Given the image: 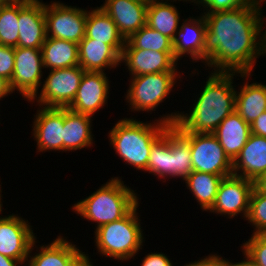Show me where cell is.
Returning <instances> with one entry per match:
<instances>
[{
	"label": "cell",
	"instance_id": "obj_15",
	"mask_svg": "<svg viewBox=\"0 0 266 266\" xmlns=\"http://www.w3.org/2000/svg\"><path fill=\"white\" fill-rule=\"evenodd\" d=\"M32 126L36 152H63L64 108L39 106Z\"/></svg>",
	"mask_w": 266,
	"mask_h": 266
},
{
	"label": "cell",
	"instance_id": "obj_46",
	"mask_svg": "<svg viewBox=\"0 0 266 266\" xmlns=\"http://www.w3.org/2000/svg\"><path fill=\"white\" fill-rule=\"evenodd\" d=\"M266 19L263 18V24H266L265 21ZM266 26V25H265ZM265 30L263 32V55H266V27H264Z\"/></svg>",
	"mask_w": 266,
	"mask_h": 266
},
{
	"label": "cell",
	"instance_id": "obj_12",
	"mask_svg": "<svg viewBox=\"0 0 266 266\" xmlns=\"http://www.w3.org/2000/svg\"><path fill=\"white\" fill-rule=\"evenodd\" d=\"M24 218L10 214L0 219V254L18 260L26 266L29 251L36 233Z\"/></svg>",
	"mask_w": 266,
	"mask_h": 266
},
{
	"label": "cell",
	"instance_id": "obj_27",
	"mask_svg": "<svg viewBox=\"0 0 266 266\" xmlns=\"http://www.w3.org/2000/svg\"><path fill=\"white\" fill-rule=\"evenodd\" d=\"M168 144L172 150V178L184 181L193 171L189 132L181 131L176 125H169Z\"/></svg>",
	"mask_w": 266,
	"mask_h": 266
},
{
	"label": "cell",
	"instance_id": "obj_7",
	"mask_svg": "<svg viewBox=\"0 0 266 266\" xmlns=\"http://www.w3.org/2000/svg\"><path fill=\"white\" fill-rule=\"evenodd\" d=\"M39 92L28 101L43 107L67 108L75 98L85 70L79 65L49 70Z\"/></svg>",
	"mask_w": 266,
	"mask_h": 266
},
{
	"label": "cell",
	"instance_id": "obj_2",
	"mask_svg": "<svg viewBox=\"0 0 266 266\" xmlns=\"http://www.w3.org/2000/svg\"><path fill=\"white\" fill-rule=\"evenodd\" d=\"M236 75L245 81L251 78L252 73H209L203 91L194 100L189 113L177 111L179 116L175 125L183 132L213 133L235 111L236 85L233 81Z\"/></svg>",
	"mask_w": 266,
	"mask_h": 266
},
{
	"label": "cell",
	"instance_id": "obj_5",
	"mask_svg": "<svg viewBox=\"0 0 266 266\" xmlns=\"http://www.w3.org/2000/svg\"><path fill=\"white\" fill-rule=\"evenodd\" d=\"M140 202L123 218L95 228L97 253L118 261H130L145 242L137 210Z\"/></svg>",
	"mask_w": 266,
	"mask_h": 266
},
{
	"label": "cell",
	"instance_id": "obj_40",
	"mask_svg": "<svg viewBox=\"0 0 266 266\" xmlns=\"http://www.w3.org/2000/svg\"><path fill=\"white\" fill-rule=\"evenodd\" d=\"M12 93L14 92L11 89L10 81L0 76V100H3L2 98H6V96Z\"/></svg>",
	"mask_w": 266,
	"mask_h": 266
},
{
	"label": "cell",
	"instance_id": "obj_38",
	"mask_svg": "<svg viewBox=\"0 0 266 266\" xmlns=\"http://www.w3.org/2000/svg\"><path fill=\"white\" fill-rule=\"evenodd\" d=\"M141 266H174L169 257L164 253H148L143 257Z\"/></svg>",
	"mask_w": 266,
	"mask_h": 266
},
{
	"label": "cell",
	"instance_id": "obj_43",
	"mask_svg": "<svg viewBox=\"0 0 266 266\" xmlns=\"http://www.w3.org/2000/svg\"><path fill=\"white\" fill-rule=\"evenodd\" d=\"M243 260L236 262V263H232L231 262V266H259L256 263H254L249 257H247L243 252Z\"/></svg>",
	"mask_w": 266,
	"mask_h": 266
},
{
	"label": "cell",
	"instance_id": "obj_36",
	"mask_svg": "<svg viewBox=\"0 0 266 266\" xmlns=\"http://www.w3.org/2000/svg\"><path fill=\"white\" fill-rule=\"evenodd\" d=\"M14 47L0 44V76L11 81L14 72Z\"/></svg>",
	"mask_w": 266,
	"mask_h": 266
},
{
	"label": "cell",
	"instance_id": "obj_26",
	"mask_svg": "<svg viewBox=\"0 0 266 266\" xmlns=\"http://www.w3.org/2000/svg\"><path fill=\"white\" fill-rule=\"evenodd\" d=\"M41 50L44 69H62L79 65L78 44L75 42L46 37Z\"/></svg>",
	"mask_w": 266,
	"mask_h": 266
},
{
	"label": "cell",
	"instance_id": "obj_22",
	"mask_svg": "<svg viewBox=\"0 0 266 266\" xmlns=\"http://www.w3.org/2000/svg\"><path fill=\"white\" fill-rule=\"evenodd\" d=\"M94 117L64 108L63 151H76L93 146Z\"/></svg>",
	"mask_w": 266,
	"mask_h": 266
},
{
	"label": "cell",
	"instance_id": "obj_21",
	"mask_svg": "<svg viewBox=\"0 0 266 266\" xmlns=\"http://www.w3.org/2000/svg\"><path fill=\"white\" fill-rule=\"evenodd\" d=\"M79 66L85 71L104 72L120 66V54L109 44L84 37L78 43Z\"/></svg>",
	"mask_w": 266,
	"mask_h": 266
},
{
	"label": "cell",
	"instance_id": "obj_44",
	"mask_svg": "<svg viewBox=\"0 0 266 266\" xmlns=\"http://www.w3.org/2000/svg\"><path fill=\"white\" fill-rule=\"evenodd\" d=\"M142 2L146 3L147 5L153 4V3H167V2H176V1H183V2H189L191 4V0H141Z\"/></svg>",
	"mask_w": 266,
	"mask_h": 266
},
{
	"label": "cell",
	"instance_id": "obj_30",
	"mask_svg": "<svg viewBox=\"0 0 266 266\" xmlns=\"http://www.w3.org/2000/svg\"><path fill=\"white\" fill-rule=\"evenodd\" d=\"M145 172L157 176L166 181L172 179V150L168 144V127L162 136L152 145L150 149L147 169Z\"/></svg>",
	"mask_w": 266,
	"mask_h": 266
},
{
	"label": "cell",
	"instance_id": "obj_6",
	"mask_svg": "<svg viewBox=\"0 0 266 266\" xmlns=\"http://www.w3.org/2000/svg\"><path fill=\"white\" fill-rule=\"evenodd\" d=\"M180 72H161L129 77V88L124 96L134 112L156 111L173 91V87L181 80ZM167 97V98H166Z\"/></svg>",
	"mask_w": 266,
	"mask_h": 266
},
{
	"label": "cell",
	"instance_id": "obj_17",
	"mask_svg": "<svg viewBox=\"0 0 266 266\" xmlns=\"http://www.w3.org/2000/svg\"><path fill=\"white\" fill-rule=\"evenodd\" d=\"M36 243L35 239L30 248L26 266H76L85 257V252L60 234L48 245L41 244L39 248L35 245ZM34 246L37 247L38 253L35 252L32 255Z\"/></svg>",
	"mask_w": 266,
	"mask_h": 266
},
{
	"label": "cell",
	"instance_id": "obj_18",
	"mask_svg": "<svg viewBox=\"0 0 266 266\" xmlns=\"http://www.w3.org/2000/svg\"><path fill=\"white\" fill-rule=\"evenodd\" d=\"M189 16L177 30L174 39L172 40L174 56L179 61L185 55H189L192 63H203V46L206 32V21L201 14L199 17Z\"/></svg>",
	"mask_w": 266,
	"mask_h": 266
},
{
	"label": "cell",
	"instance_id": "obj_8",
	"mask_svg": "<svg viewBox=\"0 0 266 266\" xmlns=\"http://www.w3.org/2000/svg\"><path fill=\"white\" fill-rule=\"evenodd\" d=\"M193 171L227 177L233 174V161L213 133L189 132Z\"/></svg>",
	"mask_w": 266,
	"mask_h": 266
},
{
	"label": "cell",
	"instance_id": "obj_24",
	"mask_svg": "<svg viewBox=\"0 0 266 266\" xmlns=\"http://www.w3.org/2000/svg\"><path fill=\"white\" fill-rule=\"evenodd\" d=\"M85 37L111 45L120 55L126 41L111 17L98 6L87 11Z\"/></svg>",
	"mask_w": 266,
	"mask_h": 266
},
{
	"label": "cell",
	"instance_id": "obj_29",
	"mask_svg": "<svg viewBox=\"0 0 266 266\" xmlns=\"http://www.w3.org/2000/svg\"><path fill=\"white\" fill-rule=\"evenodd\" d=\"M224 177L215 174L192 171L184 180L202 211H209L215 203L220 182Z\"/></svg>",
	"mask_w": 266,
	"mask_h": 266
},
{
	"label": "cell",
	"instance_id": "obj_42",
	"mask_svg": "<svg viewBox=\"0 0 266 266\" xmlns=\"http://www.w3.org/2000/svg\"><path fill=\"white\" fill-rule=\"evenodd\" d=\"M19 264L21 265L18 260L0 254V266H19Z\"/></svg>",
	"mask_w": 266,
	"mask_h": 266
},
{
	"label": "cell",
	"instance_id": "obj_48",
	"mask_svg": "<svg viewBox=\"0 0 266 266\" xmlns=\"http://www.w3.org/2000/svg\"><path fill=\"white\" fill-rule=\"evenodd\" d=\"M9 1H11V0H0V6L5 4V3H7V2H9Z\"/></svg>",
	"mask_w": 266,
	"mask_h": 266
},
{
	"label": "cell",
	"instance_id": "obj_34",
	"mask_svg": "<svg viewBox=\"0 0 266 266\" xmlns=\"http://www.w3.org/2000/svg\"><path fill=\"white\" fill-rule=\"evenodd\" d=\"M242 252L259 266H266V234H252L241 245Z\"/></svg>",
	"mask_w": 266,
	"mask_h": 266
},
{
	"label": "cell",
	"instance_id": "obj_35",
	"mask_svg": "<svg viewBox=\"0 0 266 266\" xmlns=\"http://www.w3.org/2000/svg\"><path fill=\"white\" fill-rule=\"evenodd\" d=\"M255 0H191L199 7L204 13H213L216 11L233 10L239 8L245 4H252ZM200 5V6H199Z\"/></svg>",
	"mask_w": 266,
	"mask_h": 266
},
{
	"label": "cell",
	"instance_id": "obj_28",
	"mask_svg": "<svg viewBox=\"0 0 266 266\" xmlns=\"http://www.w3.org/2000/svg\"><path fill=\"white\" fill-rule=\"evenodd\" d=\"M174 3H153L147 6L146 25L171 40L180 27V13Z\"/></svg>",
	"mask_w": 266,
	"mask_h": 266
},
{
	"label": "cell",
	"instance_id": "obj_33",
	"mask_svg": "<svg viewBox=\"0 0 266 266\" xmlns=\"http://www.w3.org/2000/svg\"><path fill=\"white\" fill-rule=\"evenodd\" d=\"M246 220L254 226L252 234H266V194L253 189Z\"/></svg>",
	"mask_w": 266,
	"mask_h": 266
},
{
	"label": "cell",
	"instance_id": "obj_37",
	"mask_svg": "<svg viewBox=\"0 0 266 266\" xmlns=\"http://www.w3.org/2000/svg\"><path fill=\"white\" fill-rule=\"evenodd\" d=\"M184 266H231V261L229 259H224L221 255L209 254L202 259L194 261L191 263H186Z\"/></svg>",
	"mask_w": 266,
	"mask_h": 266
},
{
	"label": "cell",
	"instance_id": "obj_32",
	"mask_svg": "<svg viewBox=\"0 0 266 266\" xmlns=\"http://www.w3.org/2000/svg\"><path fill=\"white\" fill-rule=\"evenodd\" d=\"M127 41L136 49L174 52L172 40L147 25L133 33Z\"/></svg>",
	"mask_w": 266,
	"mask_h": 266
},
{
	"label": "cell",
	"instance_id": "obj_25",
	"mask_svg": "<svg viewBox=\"0 0 266 266\" xmlns=\"http://www.w3.org/2000/svg\"><path fill=\"white\" fill-rule=\"evenodd\" d=\"M243 84L236 89L235 111L250 125L266 111V84L249 81Z\"/></svg>",
	"mask_w": 266,
	"mask_h": 266
},
{
	"label": "cell",
	"instance_id": "obj_4",
	"mask_svg": "<svg viewBox=\"0 0 266 266\" xmlns=\"http://www.w3.org/2000/svg\"><path fill=\"white\" fill-rule=\"evenodd\" d=\"M139 198L121 177H112L91 195L75 203L71 209L80 217L97 223L96 228L125 217Z\"/></svg>",
	"mask_w": 266,
	"mask_h": 266
},
{
	"label": "cell",
	"instance_id": "obj_14",
	"mask_svg": "<svg viewBox=\"0 0 266 266\" xmlns=\"http://www.w3.org/2000/svg\"><path fill=\"white\" fill-rule=\"evenodd\" d=\"M106 72L85 71L75 98L67 107L70 110L94 116L107 105L110 81Z\"/></svg>",
	"mask_w": 266,
	"mask_h": 266
},
{
	"label": "cell",
	"instance_id": "obj_41",
	"mask_svg": "<svg viewBox=\"0 0 266 266\" xmlns=\"http://www.w3.org/2000/svg\"><path fill=\"white\" fill-rule=\"evenodd\" d=\"M254 188L262 193L266 194V172L261 174L256 180L253 181Z\"/></svg>",
	"mask_w": 266,
	"mask_h": 266
},
{
	"label": "cell",
	"instance_id": "obj_3",
	"mask_svg": "<svg viewBox=\"0 0 266 266\" xmlns=\"http://www.w3.org/2000/svg\"><path fill=\"white\" fill-rule=\"evenodd\" d=\"M178 116L176 111L167 115L165 113L152 123L134 118H120L108 134L109 144L125 164L145 171L152 145L169 125L176 124Z\"/></svg>",
	"mask_w": 266,
	"mask_h": 266
},
{
	"label": "cell",
	"instance_id": "obj_19",
	"mask_svg": "<svg viewBox=\"0 0 266 266\" xmlns=\"http://www.w3.org/2000/svg\"><path fill=\"white\" fill-rule=\"evenodd\" d=\"M147 6L141 0H105L100 8L111 17L119 33L127 40L146 25Z\"/></svg>",
	"mask_w": 266,
	"mask_h": 266
},
{
	"label": "cell",
	"instance_id": "obj_9",
	"mask_svg": "<svg viewBox=\"0 0 266 266\" xmlns=\"http://www.w3.org/2000/svg\"><path fill=\"white\" fill-rule=\"evenodd\" d=\"M87 10L59 1L45 3L46 36L79 43L85 37Z\"/></svg>",
	"mask_w": 266,
	"mask_h": 266
},
{
	"label": "cell",
	"instance_id": "obj_23",
	"mask_svg": "<svg viewBox=\"0 0 266 266\" xmlns=\"http://www.w3.org/2000/svg\"><path fill=\"white\" fill-rule=\"evenodd\" d=\"M213 135L219 140L225 153L233 161L251 135L250 125L236 112L229 114L215 129Z\"/></svg>",
	"mask_w": 266,
	"mask_h": 266
},
{
	"label": "cell",
	"instance_id": "obj_13",
	"mask_svg": "<svg viewBox=\"0 0 266 266\" xmlns=\"http://www.w3.org/2000/svg\"><path fill=\"white\" fill-rule=\"evenodd\" d=\"M120 63H124L131 77L161 73L179 72L174 52H161L134 48L127 40L123 47Z\"/></svg>",
	"mask_w": 266,
	"mask_h": 266
},
{
	"label": "cell",
	"instance_id": "obj_20",
	"mask_svg": "<svg viewBox=\"0 0 266 266\" xmlns=\"http://www.w3.org/2000/svg\"><path fill=\"white\" fill-rule=\"evenodd\" d=\"M266 172V138L252 134L233 160V175L254 181Z\"/></svg>",
	"mask_w": 266,
	"mask_h": 266
},
{
	"label": "cell",
	"instance_id": "obj_31",
	"mask_svg": "<svg viewBox=\"0 0 266 266\" xmlns=\"http://www.w3.org/2000/svg\"><path fill=\"white\" fill-rule=\"evenodd\" d=\"M19 0H11L0 6V44L18 47Z\"/></svg>",
	"mask_w": 266,
	"mask_h": 266
},
{
	"label": "cell",
	"instance_id": "obj_1",
	"mask_svg": "<svg viewBox=\"0 0 266 266\" xmlns=\"http://www.w3.org/2000/svg\"><path fill=\"white\" fill-rule=\"evenodd\" d=\"M263 2L255 0L233 10L202 13L207 26L203 65L213 69L209 72H253L257 58L263 56Z\"/></svg>",
	"mask_w": 266,
	"mask_h": 266
},
{
	"label": "cell",
	"instance_id": "obj_45",
	"mask_svg": "<svg viewBox=\"0 0 266 266\" xmlns=\"http://www.w3.org/2000/svg\"><path fill=\"white\" fill-rule=\"evenodd\" d=\"M88 255L85 254V257L76 266H94Z\"/></svg>",
	"mask_w": 266,
	"mask_h": 266
},
{
	"label": "cell",
	"instance_id": "obj_39",
	"mask_svg": "<svg viewBox=\"0 0 266 266\" xmlns=\"http://www.w3.org/2000/svg\"><path fill=\"white\" fill-rule=\"evenodd\" d=\"M251 133L266 138V111L250 124Z\"/></svg>",
	"mask_w": 266,
	"mask_h": 266
},
{
	"label": "cell",
	"instance_id": "obj_11",
	"mask_svg": "<svg viewBox=\"0 0 266 266\" xmlns=\"http://www.w3.org/2000/svg\"><path fill=\"white\" fill-rule=\"evenodd\" d=\"M253 189L254 183L251 180L233 174L224 177L219 184L210 213L224 215L229 219L241 214L246 220Z\"/></svg>",
	"mask_w": 266,
	"mask_h": 266
},
{
	"label": "cell",
	"instance_id": "obj_16",
	"mask_svg": "<svg viewBox=\"0 0 266 266\" xmlns=\"http://www.w3.org/2000/svg\"><path fill=\"white\" fill-rule=\"evenodd\" d=\"M18 47L41 49L46 40L45 3L19 0Z\"/></svg>",
	"mask_w": 266,
	"mask_h": 266
},
{
	"label": "cell",
	"instance_id": "obj_10",
	"mask_svg": "<svg viewBox=\"0 0 266 266\" xmlns=\"http://www.w3.org/2000/svg\"><path fill=\"white\" fill-rule=\"evenodd\" d=\"M14 72L10 86L26 100L30 101L41 88L43 79L42 50L25 47H14Z\"/></svg>",
	"mask_w": 266,
	"mask_h": 266
},
{
	"label": "cell",
	"instance_id": "obj_47",
	"mask_svg": "<svg viewBox=\"0 0 266 266\" xmlns=\"http://www.w3.org/2000/svg\"><path fill=\"white\" fill-rule=\"evenodd\" d=\"M0 182H1V181H0ZM0 186H1V185H0ZM1 194H2V190H1V187H0V214H2V210H3V204H2V202H1L3 199H2V195H1ZM2 217H3V216L1 215V216H0V219H1Z\"/></svg>",
	"mask_w": 266,
	"mask_h": 266
}]
</instances>
